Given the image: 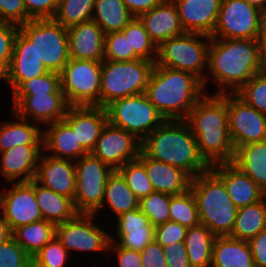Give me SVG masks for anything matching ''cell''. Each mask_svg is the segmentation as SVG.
<instances>
[{
  "mask_svg": "<svg viewBox=\"0 0 266 267\" xmlns=\"http://www.w3.org/2000/svg\"><path fill=\"white\" fill-rule=\"evenodd\" d=\"M106 204L117 217L139 208V200L118 170H114L107 179L102 208Z\"/></svg>",
  "mask_w": 266,
  "mask_h": 267,
  "instance_id": "d6a6232c",
  "label": "cell"
},
{
  "mask_svg": "<svg viewBox=\"0 0 266 267\" xmlns=\"http://www.w3.org/2000/svg\"><path fill=\"white\" fill-rule=\"evenodd\" d=\"M236 94L266 115V71L253 76Z\"/></svg>",
  "mask_w": 266,
  "mask_h": 267,
  "instance_id": "ee69618b",
  "label": "cell"
},
{
  "mask_svg": "<svg viewBox=\"0 0 266 267\" xmlns=\"http://www.w3.org/2000/svg\"><path fill=\"white\" fill-rule=\"evenodd\" d=\"M69 56L72 59L104 60L105 34L93 20L80 23L67 29Z\"/></svg>",
  "mask_w": 266,
  "mask_h": 267,
  "instance_id": "484cf974",
  "label": "cell"
},
{
  "mask_svg": "<svg viewBox=\"0 0 266 267\" xmlns=\"http://www.w3.org/2000/svg\"><path fill=\"white\" fill-rule=\"evenodd\" d=\"M64 94L61 90L60 74L47 72L39 77L22 82L12 95Z\"/></svg>",
  "mask_w": 266,
  "mask_h": 267,
  "instance_id": "7bdbcfd3",
  "label": "cell"
},
{
  "mask_svg": "<svg viewBox=\"0 0 266 267\" xmlns=\"http://www.w3.org/2000/svg\"><path fill=\"white\" fill-rule=\"evenodd\" d=\"M251 5L256 6L261 11H264L266 8V0H247Z\"/></svg>",
  "mask_w": 266,
  "mask_h": 267,
  "instance_id": "94428289",
  "label": "cell"
},
{
  "mask_svg": "<svg viewBox=\"0 0 266 267\" xmlns=\"http://www.w3.org/2000/svg\"><path fill=\"white\" fill-rule=\"evenodd\" d=\"M155 63L143 59L132 61L103 60L100 107L112 101L145 93Z\"/></svg>",
  "mask_w": 266,
  "mask_h": 267,
  "instance_id": "8992f818",
  "label": "cell"
},
{
  "mask_svg": "<svg viewBox=\"0 0 266 267\" xmlns=\"http://www.w3.org/2000/svg\"><path fill=\"white\" fill-rule=\"evenodd\" d=\"M263 11L247 0H222L211 38L258 39Z\"/></svg>",
  "mask_w": 266,
  "mask_h": 267,
  "instance_id": "7c38bea8",
  "label": "cell"
},
{
  "mask_svg": "<svg viewBox=\"0 0 266 267\" xmlns=\"http://www.w3.org/2000/svg\"><path fill=\"white\" fill-rule=\"evenodd\" d=\"M210 169L224 182L237 208L261 201L266 193L233 162L218 163Z\"/></svg>",
  "mask_w": 266,
  "mask_h": 267,
  "instance_id": "7402d4cb",
  "label": "cell"
},
{
  "mask_svg": "<svg viewBox=\"0 0 266 267\" xmlns=\"http://www.w3.org/2000/svg\"><path fill=\"white\" fill-rule=\"evenodd\" d=\"M138 159L144 164L155 192L179 195L190 189L192 177L183 169L154 160L140 150Z\"/></svg>",
  "mask_w": 266,
  "mask_h": 267,
  "instance_id": "4316f807",
  "label": "cell"
},
{
  "mask_svg": "<svg viewBox=\"0 0 266 267\" xmlns=\"http://www.w3.org/2000/svg\"><path fill=\"white\" fill-rule=\"evenodd\" d=\"M188 228L183 225L168 221L155 227L154 240L162 247L175 242H184Z\"/></svg>",
  "mask_w": 266,
  "mask_h": 267,
  "instance_id": "c3c4849f",
  "label": "cell"
},
{
  "mask_svg": "<svg viewBox=\"0 0 266 267\" xmlns=\"http://www.w3.org/2000/svg\"><path fill=\"white\" fill-rule=\"evenodd\" d=\"M116 230L117 241L113 235L111 241L123 248L142 251L154 241L155 227L140 208L119 215Z\"/></svg>",
  "mask_w": 266,
  "mask_h": 267,
  "instance_id": "d4e9b609",
  "label": "cell"
},
{
  "mask_svg": "<svg viewBox=\"0 0 266 267\" xmlns=\"http://www.w3.org/2000/svg\"><path fill=\"white\" fill-rule=\"evenodd\" d=\"M29 20L23 0H0V21L20 26Z\"/></svg>",
  "mask_w": 266,
  "mask_h": 267,
  "instance_id": "681fc988",
  "label": "cell"
},
{
  "mask_svg": "<svg viewBox=\"0 0 266 267\" xmlns=\"http://www.w3.org/2000/svg\"><path fill=\"white\" fill-rule=\"evenodd\" d=\"M190 189L196 200L200 224L215 237L230 236L238 208L224 182L211 170L192 178Z\"/></svg>",
  "mask_w": 266,
  "mask_h": 267,
  "instance_id": "5b68a950",
  "label": "cell"
},
{
  "mask_svg": "<svg viewBox=\"0 0 266 267\" xmlns=\"http://www.w3.org/2000/svg\"><path fill=\"white\" fill-rule=\"evenodd\" d=\"M186 33L209 37L217 25L222 0H172Z\"/></svg>",
  "mask_w": 266,
  "mask_h": 267,
  "instance_id": "ffe728a7",
  "label": "cell"
},
{
  "mask_svg": "<svg viewBox=\"0 0 266 267\" xmlns=\"http://www.w3.org/2000/svg\"><path fill=\"white\" fill-rule=\"evenodd\" d=\"M208 95L195 104L185 121L209 166L233 162L235 149L229 135L227 93Z\"/></svg>",
  "mask_w": 266,
  "mask_h": 267,
  "instance_id": "6da1fadb",
  "label": "cell"
},
{
  "mask_svg": "<svg viewBox=\"0 0 266 267\" xmlns=\"http://www.w3.org/2000/svg\"><path fill=\"white\" fill-rule=\"evenodd\" d=\"M95 0H59L53 19L65 28L91 21Z\"/></svg>",
  "mask_w": 266,
  "mask_h": 267,
  "instance_id": "f35d334b",
  "label": "cell"
},
{
  "mask_svg": "<svg viewBox=\"0 0 266 267\" xmlns=\"http://www.w3.org/2000/svg\"><path fill=\"white\" fill-rule=\"evenodd\" d=\"M116 253L118 267H142L140 251L130 250L119 246L116 242L110 241L108 254Z\"/></svg>",
  "mask_w": 266,
  "mask_h": 267,
  "instance_id": "db71d44e",
  "label": "cell"
},
{
  "mask_svg": "<svg viewBox=\"0 0 266 267\" xmlns=\"http://www.w3.org/2000/svg\"><path fill=\"white\" fill-rule=\"evenodd\" d=\"M118 171L122 174L127 185L138 200L155 192L153 185L147 176L144 164L138 158L128 161L119 168Z\"/></svg>",
  "mask_w": 266,
  "mask_h": 267,
  "instance_id": "60d3db41",
  "label": "cell"
},
{
  "mask_svg": "<svg viewBox=\"0 0 266 267\" xmlns=\"http://www.w3.org/2000/svg\"><path fill=\"white\" fill-rule=\"evenodd\" d=\"M102 62L70 58L60 74L69 106H100Z\"/></svg>",
  "mask_w": 266,
  "mask_h": 267,
  "instance_id": "30bf717a",
  "label": "cell"
},
{
  "mask_svg": "<svg viewBox=\"0 0 266 267\" xmlns=\"http://www.w3.org/2000/svg\"><path fill=\"white\" fill-rule=\"evenodd\" d=\"M63 120L75 132L77 142L91 153L108 117L105 108L100 106H69Z\"/></svg>",
  "mask_w": 266,
  "mask_h": 267,
  "instance_id": "d6986e66",
  "label": "cell"
},
{
  "mask_svg": "<svg viewBox=\"0 0 266 267\" xmlns=\"http://www.w3.org/2000/svg\"><path fill=\"white\" fill-rule=\"evenodd\" d=\"M5 79L7 80V66L0 61V80Z\"/></svg>",
  "mask_w": 266,
  "mask_h": 267,
  "instance_id": "6125c7cd",
  "label": "cell"
},
{
  "mask_svg": "<svg viewBox=\"0 0 266 267\" xmlns=\"http://www.w3.org/2000/svg\"><path fill=\"white\" fill-rule=\"evenodd\" d=\"M207 68L220 89L215 94L237 93L263 72L258 39L211 38Z\"/></svg>",
  "mask_w": 266,
  "mask_h": 267,
  "instance_id": "7a4b0ae2",
  "label": "cell"
},
{
  "mask_svg": "<svg viewBox=\"0 0 266 267\" xmlns=\"http://www.w3.org/2000/svg\"><path fill=\"white\" fill-rule=\"evenodd\" d=\"M122 31L128 36V42L130 43V61L143 59L156 62L157 47L150 39L138 17H134Z\"/></svg>",
  "mask_w": 266,
  "mask_h": 267,
  "instance_id": "74e56055",
  "label": "cell"
},
{
  "mask_svg": "<svg viewBox=\"0 0 266 267\" xmlns=\"http://www.w3.org/2000/svg\"><path fill=\"white\" fill-rule=\"evenodd\" d=\"M167 267H191L184 242H175L163 247Z\"/></svg>",
  "mask_w": 266,
  "mask_h": 267,
  "instance_id": "f5cc1de1",
  "label": "cell"
},
{
  "mask_svg": "<svg viewBox=\"0 0 266 267\" xmlns=\"http://www.w3.org/2000/svg\"><path fill=\"white\" fill-rule=\"evenodd\" d=\"M31 19L53 18L59 0H23Z\"/></svg>",
  "mask_w": 266,
  "mask_h": 267,
  "instance_id": "816d5d0a",
  "label": "cell"
},
{
  "mask_svg": "<svg viewBox=\"0 0 266 267\" xmlns=\"http://www.w3.org/2000/svg\"><path fill=\"white\" fill-rule=\"evenodd\" d=\"M163 1L164 0H123L134 17H139L142 13L148 12Z\"/></svg>",
  "mask_w": 266,
  "mask_h": 267,
  "instance_id": "6f0895ef",
  "label": "cell"
},
{
  "mask_svg": "<svg viewBox=\"0 0 266 267\" xmlns=\"http://www.w3.org/2000/svg\"><path fill=\"white\" fill-rule=\"evenodd\" d=\"M42 145H16L0 153V173L9 183L35 178ZM18 179V180H17Z\"/></svg>",
  "mask_w": 266,
  "mask_h": 267,
  "instance_id": "603a6c76",
  "label": "cell"
},
{
  "mask_svg": "<svg viewBox=\"0 0 266 267\" xmlns=\"http://www.w3.org/2000/svg\"><path fill=\"white\" fill-rule=\"evenodd\" d=\"M211 267H255L248 241L215 237Z\"/></svg>",
  "mask_w": 266,
  "mask_h": 267,
  "instance_id": "f1b7e54d",
  "label": "cell"
},
{
  "mask_svg": "<svg viewBox=\"0 0 266 267\" xmlns=\"http://www.w3.org/2000/svg\"><path fill=\"white\" fill-rule=\"evenodd\" d=\"M11 114L16 121L3 122L0 126V153L16 145H42L43 130L39 125L14 112Z\"/></svg>",
  "mask_w": 266,
  "mask_h": 267,
  "instance_id": "f546056e",
  "label": "cell"
},
{
  "mask_svg": "<svg viewBox=\"0 0 266 267\" xmlns=\"http://www.w3.org/2000/svg\"><path fill=\"white\" fill-rule=\"evenodd\" d=\"M169 213L170 221L186 228L200 224L196 200L191 189L183 194L171 195Z\"/></svg>",
  "mask_w": 266,
  "mask_h": 267,
  "instance_id": "ab89813d",
  "label": "cell"
},
{
  "mask_svg": "<svg viewBox=\"0 0 266 267\" xmlns=\"http://www.w3.org/2000/svg\"><path fill=\"white\" fill-rule=\"evenodd\" d=\"M104 60L130 61V43L128 36L123 31L105 35Z\"/></svg>",
  "mask_w": 266,
  "mask_h": 267,
  "instance_id": "7dc6e473",
  "label": "cell"
},
{
  "mask_svg": "<svg viewBox=\"0 0 266 267\" xmlns=\"http://www.w3.org/2000/svg\"><path fill=\"white\" fill-rule=\"evenodd\" d=\"M43 129L42 148L55 158L76 161L88 152L77 142L72 128L62 119L47 125Z\"/></svg>",
  "mask_w": 266,
  "mask_h": 267,
  "instance_id": "83f0119b",
  "label": "cell"
},
{
  "mask_svg": "<svg viewBox=\"0 0 266 267\" xmlns=\"http://www.w3.org/2000/svg\"><path fill=\"white\" fill-rule=\"evenodd\" d=\"M69 252L54 237L32 257L34 267H66Z\"/></svg>",
  "mask_w": 266,
  "mask_h": 267,
  "instance_id": "f6af8a7d",
  "label": "cell"
},
{
  "mask_svg": "<svg viewBox=\"0 0 266 267\" xmlns=\"http://www.w3.org/2000/svg\"><path fill=\"white\" fill-rule=\"evenodd\" d=\"M10 237L11 231L2 213H0V244L4 243Z\"/></svg>",
  "mask_w": 266,
  "mask_h": 267,
  "instance_id": "91938a15",
  "label": "cell"
},
{
  "mask_svg": "<svg viewBox=\"0 0 266 267\" xmlns=\"http://www.w3.org/2000/svg\"><path fill=\"white\" fill-rule=\"evenodd\" d=\"M233 163L266 193V140L238 147Z\"/></svg>",
  "mask_w": 266,
  "mask_h": 267,
  "instance_id": "4dcf8cb0",
  "label": "cell"
},
{
  "mask_svg": "<svg viewBox=\"0 0 266 267\" xmlns=\"http://www.w3.org/2000/svg\"><path fill=\"white\" fill-rule=\"evenodd\" d=\"M34 180L57 194L74 199L76 191L75 162L55 158L42 152Z\"/></svg>",
  "mask_w": 266,
  "mask_h": 267,
  "instance_id": "ac0fdd59",
  "label": "cell"
},
{
  "mask_svg": "<svg viewBox=\"0 0 266 267\" xmlns=\"http://www.w3.org/2000/svg\"><path fill=\"white\" fill-rule=\"evenodd\" d=\"M108 122L142 142L164 121L145 93L120 98L105 107Z\"/></svg>",
  "mask_w": 266,
  "mask_h": 267,
  "instance_id": "9c48e42d",
  "label": "cell"
},
{
  "mask_svg": "<svg viewBox=\"0 0 266 267\" xmlns=\"http://www.w3.org/2000/svg\"><path fill=\"white\" fill-rule=\"evenodd\" d=\"M19 31V26L0 21V61L7 67L10 63L15 36Z\"/></svg>",
  "mask_w": 266,
  "mask_h": 267,
  "instance_id": "f907efd6",
  "label": "cell"
},
{
  "mask_svg": "<svg viewBox=\"0 0 266 267\" xmlns=\"http://www.w3.org/2000/svg\"><path fill=\"white\" fill-rule=\"evenodd\" d=\"M210 40L211 37L207 35L195 33H184L179 37L169 38L157 48L155 64L191 73L205 86L210 80L204 70L208 69L206 67Z\"/></svg>",
  "mask_w": 266,
  "mask_h": 267,
  "instance_id": "52a82bcc",
  "label": "cell"
},
{
  "mask_svg": "<svg viewBox=\"0 0 266 267\" xmlns=\"http://www.w3.org/2000/svg\"><path fill=\"white\" fill-rule=\"evenodd\" d=\"M0 267H34L32 257L11 236L0 244Z\"/></svg>",
  "mask_w": 266,
  "mask_h": 267,
  "instance_id": "bcb514c9",
  "label": "cell"
},
{
  "mask_svg": "<svg viewBox=\"0 0 266 267\" xmlns=\"http://www.w3.org/2000/svg\"><path fill=\"white\" fill-rule=\"evenodd\" d=\"M49 72L39 59L34 45L20 32L15 36L13 53L7 67V80L12 92L24 81Z\"/></svg>",
  "mask_w": 266,
  "mask_h": 267,
  "instance_id": "44dd1931",
  "label": "cell"
},
{
  "mask_svg": "<svg viewBox=\"0 0 266 267\" xmlns=\"http://www.w3.org/2000/svg\"><path fill=\"white\" fill-rule=\"evenodd\" d=\"M55 235L56 224L44 219L17 227L11 233V236L31 257L39 252Z\"/></svg>",
  "mask_w": 266,
  "mask_h": 267,
  "instance_id": "8d00e7d4",
  "label": "cell"
},
{
  "mask_svg": "<svg viewBox=\"0 0 266 267\" xmlns=\"http://www.w3.org/2000/svg\"><path fill=\"white\" fill-rule=\"evenodd\" d=\"M140 253L142 267H167L163 247L155 240L149 243Z\"/></svg>",
  "mask_w": 266,
  "mask_h": 267,
  "instance_id": "11a10c76",
  "label": "cell"
},
{
  "mask_svg": "<svg viewBox=\"0 0 266 267\" xmlns=\"http://www.w3.org/2000/svg\"><path fill=\"white\" fill-rule=\"evenodd\" d=\"M35 195L41 215L46 221L60 224L74 218L78 214L73 199L57 194L36 181Z\"/></svg>",
  "mask_w": 266,
  "mask_h": 267,
  "instance_id": "1f68e13d",
  "label": "cell"
},
{
  "mask_svg": "<svg viewBox=\"0 0 266 267\" xmlns=\"http://www.w3.org/2000/svg\"><path fill=\"white\" fill-rule=\"evenodd\" d=\"M263 16H266V8H265V10L263 11Z\"/></svg>",
  "mask_w": 266,
  "mask_h": 267,
  "instance_id": "be15d7a7",
  "label": "cell"
},
{
  "mask_svg": "<svg viewBox=\"0 0 266 267\" xmlns=\"http://www.w3.org/2000/svg\"><path fill=\"white\" fill-rule=\"evenodd\" d=\"M1 213L11 233L20 226L43 220L35 195V180L14 182L0 194Z\"/></svg>",
  "mask_w": 266,
  "mask_h": 267,
  "instance_id": "9a60e30c",
  "label": "cell"
},
{
  "mask_svg": "<svg viewBox=\"0 0 266 267\" xmlns=\"http://www.w3.org/2000/svg\"><path fill=\"white\" fill-rule=\"evenodd\" d=\"M170 199L169 194L153 192L139 200V208L156 227L170 221Z\"/></svg>",
  "mask_w": 266,
  "mask_h": 267,
  "instance_id": "b9f144b4",
  "label": "cell"
},
{
  "mask_svg": "<svg viewBox=\"0 0 266 267\" xmlns=\"http://www.w3.org/2000/svg\"><path fill=\"white\" fill-rule=\"evenodd\" d=\"M229 135L236 150L266 140V115L248 105L236 93H227Z\"/></svg>",
  "mask_w": 266,
  "mask_h": 267,
  "instance_id": "5bb4252c",
  "label": "cell"
},
{
  "mask_svg": "<svg viewBox=\"0 0 266 267\" xmlns=\"http://www.w3.org/2000/svg\"><path fill=\"white\" fill-rule=\"evenodd\" d=\"M133 18L123 0H95L92 20L105 35L122 31Z\"/></svg>",
  "mask_w": 266,
  "mask_h": 267,
  "instance_id": "836d02e7",
  "label": "cell"
},
{
  "mask_svg": "<svg viewBox=\"0 0 266 267\" xmlns=\"http://www.w3.org/2000/svg\"><path fill=\"white\" fill-rule=\"evenodd\" d=\"M19 31L35 47L50 72L60 73L70 59L67 28L53 18L32 19L19 26Z\"/></svg>",
  "mask_w": 266,
  "mask_h": 267,
  "instance_id": "ba28073f",
  "label": "cell"
},
{
  "mask_svg": "<svg viewBox=\"0 0 266 267\" xmlns=\"http://www.w3.org/2000/svg\"><path fill=\"white\" fill-rule=\"evenodd\" d=\"M138 18L157 48L165 40L186 33L172 0H164L148 12L142 13Z\"/></svg>",
  "mask_w": 266,
  "mask_h": 267,
  "instance_id": "cb8c5ba5",
  "label": "cell"
},
{
  "mask_svg": "<svg viewBox=\"0 0 266 267\" xmlns=\"http://www.w3.org/2000/svg\"><path fill=\"white\" fill-rule=\"evenodd\" d=\"M204 89L195 75L155 64L145 95L165 120H185L206 94Z\"/></svg>",
  "mask_w": 266,
  "mask_h": 267,
  "instance_id": "3957f363",
  "label": "cell"
},
{
  "mask_svg": "<svg viewBox=\"0 0 266 267\" xmlns=\"http://www.w3.org/2000/svg\"><path fill=\"white\" fill-rule=\"evenodd\" d=\"M95 214L78 213L64 223L56 224L55 237L69 250L99 252L108 251L111 234L94 224Z\"/></svg>",
  "mask_w": 266,
  "mask_h": 267,
  "instance_id": "4fadbf2b",
  "label": "cell"
},
{
  "mask_svg": "<svg viewBox=\"0 0 266 267\" xmlns=\"http://www.w3.org/2000/svg\"><path fill=\"white\" fill-rule=\"evenodd\" d=\"M141 142L124 129L109 122L103 128L92 154L113 170L138 158Z\"/></svg>",
  "mask_w": 266,
  "mask_h": 267,
  "instance_id": "2e32d148",
  "label": "cell"
},
{
  "mask_svg": "<svg viewBox=\"0 0 266 267\" xmlns=\"http://www.w3.org/2000/svg\"><path fill=\"white\" fill-rule=\"evenodd\" d=\"M141 150L154 160L183 169L192 178L210 169L185 120H165L141 142Z\"/></svg>",
  "mask_w": 266,
  "mask_h": 267,
  "instance_id": "277c9868",
  "label": "cell"
},
{
  "mask_svg": "<svg viewBox=\"0 0 266 267\" xmlns=\"http://www.w3.org/2000/svg\"><path fill=\"white\" fill-rule=\"evenodd\" d=\"M266 228V196L259 202L238 208L229 237L249 241Z\"/></svg>",
  "mask_w": 266,
  "mask_h": 267,
  "instance_id": "e575fe53",
  "label": "cell"
},
{
  "mask_svg": "<svg viewBox=\"0 0 266 267\" xmlns=\"http://www.w3.org/2000/svg\"><path fill=\"white\" fill-rule=\"evenodd\" d=\"M214 240L215 236L205 225L188 228L184 244L191 267H211Z\"/></svg>",
  "mask_w": 266,
  "mask_h": 267,
  "instance_id": "d590c367",
  "label": "cell"
},
{
  "mask_svg": "<svg viewBox=\"0 0 266 267\" xmlns=\"http://www.w3.org/2000/svg\"><path fill=\"white\" fill-rule=\"evenodd\" d=\"M74 162L76 174L74 206L78 213L96 215L102 208L107 179L114 170L92 153Z\"/></svg>",
  "mask_w": 266,
  "mask_h": 267,
  "instance_id": "8fae6325",
  "label": "cell"
},
{
  "mask_svg": "<svg viewBox=\"0 0 266 267\" xmlns=\"http://www.w3.org/2000/svg\"><path fill=\"white\" fill-rule=\"evenodd\" d=\"M260 63L262 70L266 71V16H263L258 36Z\"/></svg>",
  "mask_w": 266,
  "mask_h": 267,
  "instance_id": "680465c9",
  "label": "cell"
},
{
  "mask_svg": "<svg viewBox=\"0 0 266 267\" xmlns=\"http://www.w3.org/2000/svg\"><path fill=\"white\" fill-rule=\"evenodd\" d=\"M255 267H266V228L248 241Z\"/></svg>",
  "mask_w": 266,
  "mask_h": 267,
  "instance_id": "9f6ffc18",
  "label": "cell"
},
{
  "mask_svg": "<svg viewBox=\"0 0 266 267\" xmlns=\"http://www.w3.org/2000/svg\"><path fill=\"white\" fill-rule=\"evenodd\" d=\"M12 112L36 124L62 120L69 104L64 94L13 95Z\"/></svg>",
  "mask_w": 266,
  "mask_h": 267,
  "instance_id": "e0dca14e",
  "label": "cell"
}]
</instances>
